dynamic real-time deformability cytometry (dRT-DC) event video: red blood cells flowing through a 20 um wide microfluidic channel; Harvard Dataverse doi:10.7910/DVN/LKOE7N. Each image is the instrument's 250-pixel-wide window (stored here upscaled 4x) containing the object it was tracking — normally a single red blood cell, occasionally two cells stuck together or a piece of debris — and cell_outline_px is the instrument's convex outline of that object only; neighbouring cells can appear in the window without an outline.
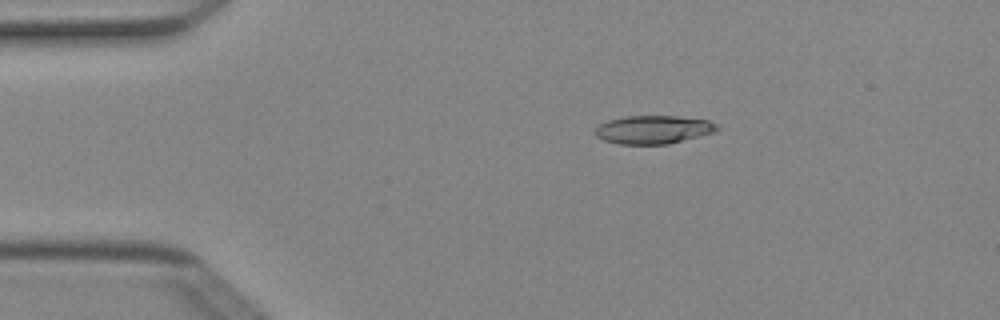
{"species": "Egyptian fruit bat (a non-hibernating species)", "species_latin": "Rousettus aegyptiacus", "temperature_condition": "cold", "stored_images_in_passage": 4, "camera_frame_rate_fps": 3000, "um_per_image_px": 0.085, "animal": {"sex": "female"}, "frame": {"image": 1, "passage_image": 3, "time_ms": 0.667, "image_size_px": [1000, 320], "cell_outline_px": [[720, 128], [716, 132], [668, 144], [620, 144], [604, 140], [596, 136], [592, 132], [600, 124], [608, 120], [624, 116], [676, 116], [708, 120], [716, 124]], "centroid_in_image_um": [55.53, 11.01], "position_along_channel_um": 29.5, "area_um2": 20.17}}